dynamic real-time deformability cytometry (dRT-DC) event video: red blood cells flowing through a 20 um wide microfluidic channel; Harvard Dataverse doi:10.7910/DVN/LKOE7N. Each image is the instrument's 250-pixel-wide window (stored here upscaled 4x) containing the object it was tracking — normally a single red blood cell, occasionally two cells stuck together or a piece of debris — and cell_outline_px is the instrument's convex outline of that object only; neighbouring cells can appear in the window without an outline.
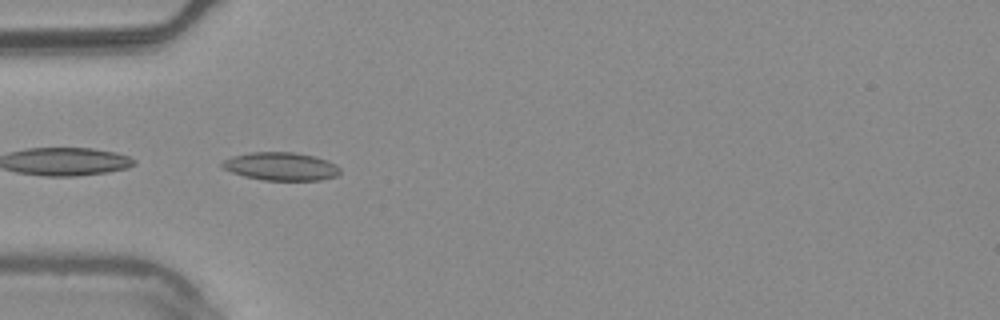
{"species": "common noctule bat (a hibernating species)", "species_latin": "Nyctalus noctula", "temperature_condition": "warm", "stored_images_in_passage": 22, "camera_frame_rate_fps": 3000, "um_per_image_px": 0.085, "animal": {"sex": "male", "body_mass_g": 20.4}, "frame": {"image": 1, "passage_image": 1, "time_ms": 0.0, "image_size_px": [1000, 320], "cell_outline_px": [[340, 172], [336, 176], [320, 180], [264, 180], [244, 176], [232, 172], [224, 168], [220, 164], [224, 160], [232, 156], [248, 152], [292, 152], [312, 156], [328, 160], [336, 164], [340, 168]], "centroid_in_image_um": [23.88, 14.14], "position_along_channel_um": 61.1, "area_um2": 19.25}}